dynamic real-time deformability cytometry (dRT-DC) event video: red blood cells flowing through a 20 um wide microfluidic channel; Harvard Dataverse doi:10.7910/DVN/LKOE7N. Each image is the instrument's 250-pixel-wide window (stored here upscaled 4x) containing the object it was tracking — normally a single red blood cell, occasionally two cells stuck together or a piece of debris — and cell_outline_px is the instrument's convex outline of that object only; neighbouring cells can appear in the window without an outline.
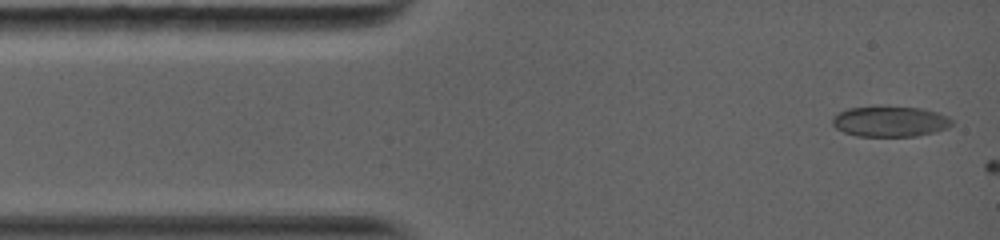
{"species": "common noctule bat (a hibernating species)", "species_latin": "Nyctalus noctula", "temperature_condition": "warm", "stored_images_in_passage": 37, "camera_frame_rate_fps": 5000, "um_per_image_px": 0.085, "animal": {"sex": "female", "body_mass_g": 19.0, "forearm_length_mm": 56.7}, "frame": {"image": 1, "passage_image": 1, "time_ms": 0.0, "image_size_px": [1000, 240], "cell_outline_px": [[952, 124], [948, 128], [936, 132], [916, 136], [856, 136], [844, 132], [836, 128], [832, 124], [832, 116], [848, 108], [920, 108], [936, 112], [948, 116], [952, 120]], "centroid_in_image_um": [75.66, 10.35], "position_along_channel_um": 9.3, "area_um2": 20.87}}
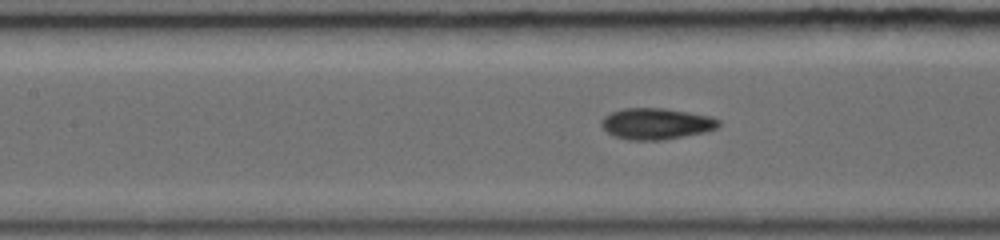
{"frame": {"image": 2, "passage_image": 16, "time_ms": 5.0, "image_size_px": [1000, 240], "cell_outline_px": [[720, 124], [716, 128], [704, 132], [684, 136], [660, 140], [628, 140], [616, 136], [608, 132], [600, 124], [600, 120], [604, 116], [612, 112], [624, 108], [664, 108], [712, 116], [720, 120]], "centroid_in_image_um": [55.78, 10.51], "position_along_channel_um": 151.6, "area_um2": 21.27}}
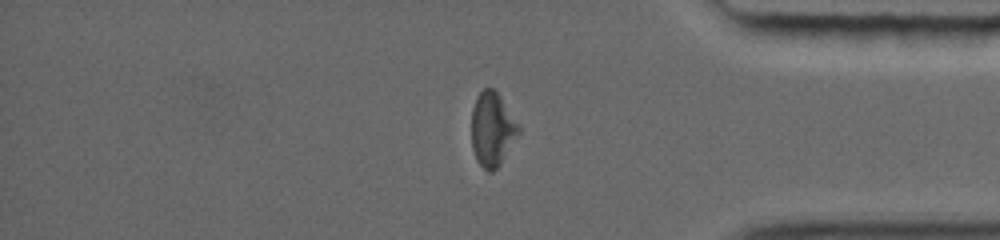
{"frame": {"image": 3, "passage_image": 32, "time_ms": 11.2, "image_size_px": [1000, 240], "cell_outline_px": [[520, 132], [500, 164], [492, 172], [488, 172], [476, 160], [472, 148], [472, 108], [476, 96], [484, 88], [492, 88], [500, 96], [520, 128]], "centroid_in_image_um": [41.82, 10.99], "position_along_channel_um": 393.4, "area_um2": 20.06}}